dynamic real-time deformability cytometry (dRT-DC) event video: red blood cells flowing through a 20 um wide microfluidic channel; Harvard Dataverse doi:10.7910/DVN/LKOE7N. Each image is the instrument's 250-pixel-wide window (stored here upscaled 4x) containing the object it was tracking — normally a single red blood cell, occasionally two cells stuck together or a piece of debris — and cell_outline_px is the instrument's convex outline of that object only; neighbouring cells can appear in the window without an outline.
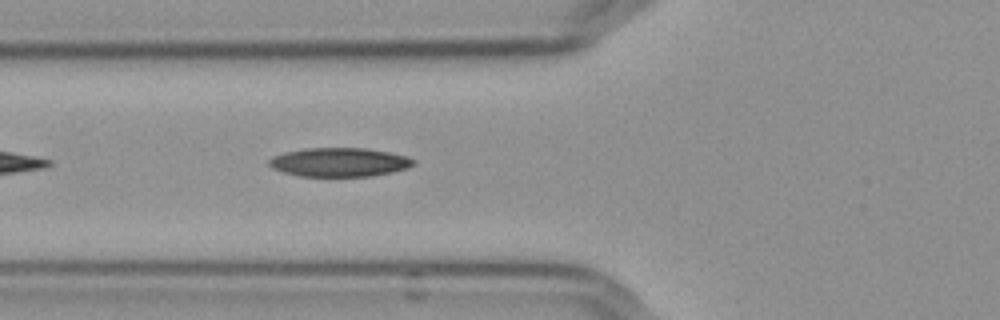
{"species": "Egyptian fruit bat (a non-hibernating species)", "species_latin": "Rousettus aegyptiacus", "temperature_condition": "cold", "stored_images_in_passage": 26, "camera_frame_rate_fps": 3000, "um_per_image_px": 0.085, "frame": {"image": 1, "passage_image": 5, "time_ms": 1.333, "image_size_px": [1000, 320], "cell_outline_px": [[416, 164], [392, 172], [372, 176], [300, 176], [284, 172], [272, 168], [268, 164], [268, 160], [272, 156], [284, 152], [304, 148], [368, 148], [408, 156], [416, 160]], "centroid_in_image_um": [28.84, 13.78], "position_along_channel_um": 97.0, "area_um2": 24.39}}
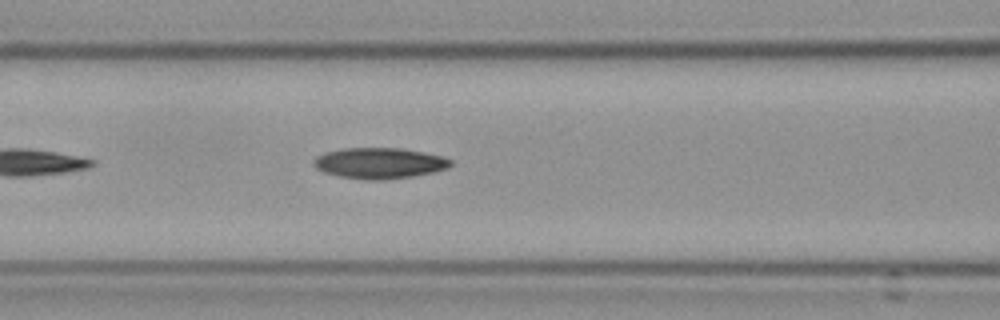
{"frame": {"image": 2, "passage_image": 8, "time_ms": 2.333, "image_size_px": [1000, 320], "cell_outline_px": [[452, 164], [448, 168], [432, 172], [412, 176], [384, 180], [364, 180], [340, 176], [324, 172], [316, 168], [312, 164], [312, 160], [316, 156], [324, 152], [344, 148], [400, 148], [424, 152], [440, 156], [452, 160]], "centroid_in_image_um": [32.21, 13.86], "position_along_channel_um": 134.4, "area_um2": 24.68}}